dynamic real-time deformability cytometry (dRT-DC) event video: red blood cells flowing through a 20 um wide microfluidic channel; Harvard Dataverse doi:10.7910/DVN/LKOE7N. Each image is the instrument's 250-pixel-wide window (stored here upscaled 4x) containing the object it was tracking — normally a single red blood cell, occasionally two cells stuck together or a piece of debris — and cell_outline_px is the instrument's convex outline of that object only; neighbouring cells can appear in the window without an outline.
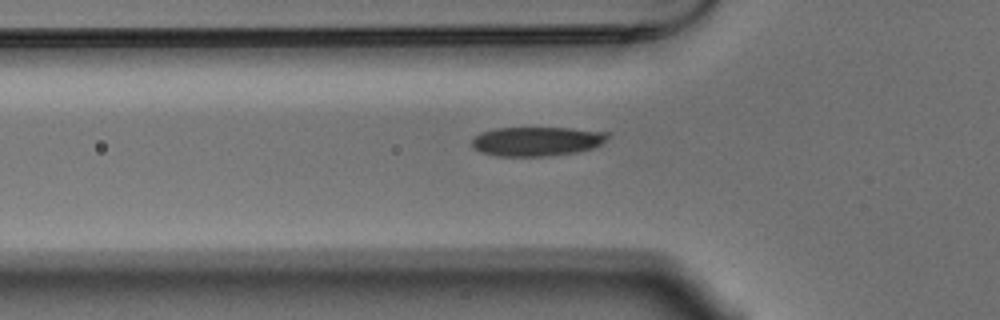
{"species": "Egyptian fruit bat (a non-hibernating species)", "species_latin": "Rousettus aegyptiacus", "temperature_condition": "warm", "stored_images_in_passage": 39, "camera_frame_rate_fps": 3000, "um_per_image_px": 0.085, "animal": {"sex": "male"}, "frame": {"image": 1, "passage_image": 9, "time_ms": 2.667, "image_size_px": [1000, 320], "cell_outline_px": [[612, 132], [600, 144], [592, 148], [576, 152], [544, 156], [496, 156], [480, 152], [472, 144], [472, 140], [480, 132], [496, 128], [572, 128]], "centroid_in_image_um": [45.64, 12.0], "position_along_channel_um": 80.2, "area_um2": 23.06}}
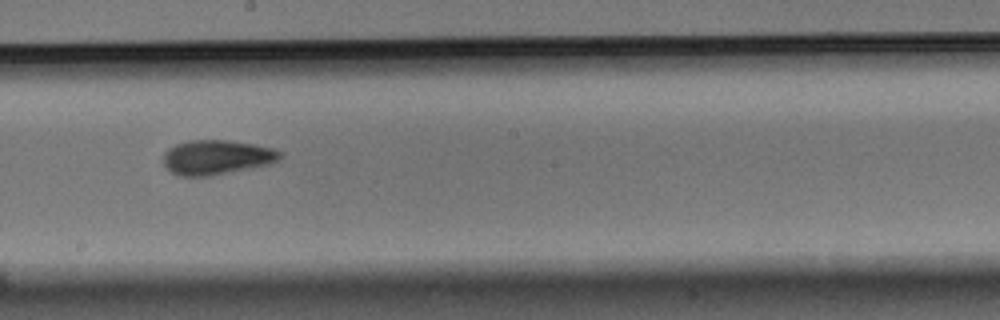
{"frame": {"image": 2, "passage_image": 21, "time_ms": 6.667, "image_size_px": [1000, 320], "cell_outline_px": [[284, 156], [272, 164], [212, 176], [180, 176], [172, 172], [164, 164], [164, 152], [168, 148], [176, 144], [188, 140], [228, 140], [256, 144], [276, 148], [284, 152]], "centroid_in_image_um": [18.5, 13.36], "position_along_channel_um": 229.7, "area_um2": 23.99}}
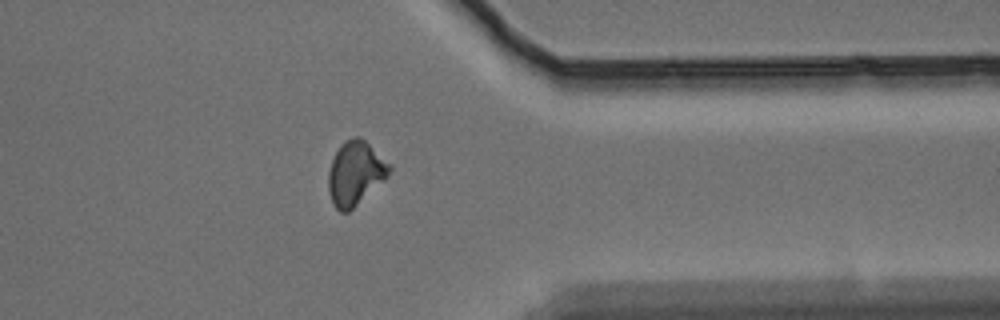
{"frame": {"image": 3, "passage_image": 34, "time_ms": 11.0, "image_size_px": [1000, 320], "cell_outline_px": [[392, 168], [388, 176], [384, 180], [348, 212], [340, 212], [332, 204], [328, 192], [328, 172], [332, 160], [340, 144], [344, 140], [352, 136], [360, 136], [392, 164]], "centroid_in_image_um": [30.2, 14.69], "position_along_channel_um": 381.2, "area_um2": 22.89}, "authors_computed_cell_mechanics": {"area_um2": 23.0044, "velocity_mm_per_s": 3.7107, "shape_relaxation_time_tau1_ms": 3.873, "shape_relaxation_time_tau2_ms": 3.8024, "deformation_change_tau1": 0.1215, "deformation_change_tau2": 0.0768}}